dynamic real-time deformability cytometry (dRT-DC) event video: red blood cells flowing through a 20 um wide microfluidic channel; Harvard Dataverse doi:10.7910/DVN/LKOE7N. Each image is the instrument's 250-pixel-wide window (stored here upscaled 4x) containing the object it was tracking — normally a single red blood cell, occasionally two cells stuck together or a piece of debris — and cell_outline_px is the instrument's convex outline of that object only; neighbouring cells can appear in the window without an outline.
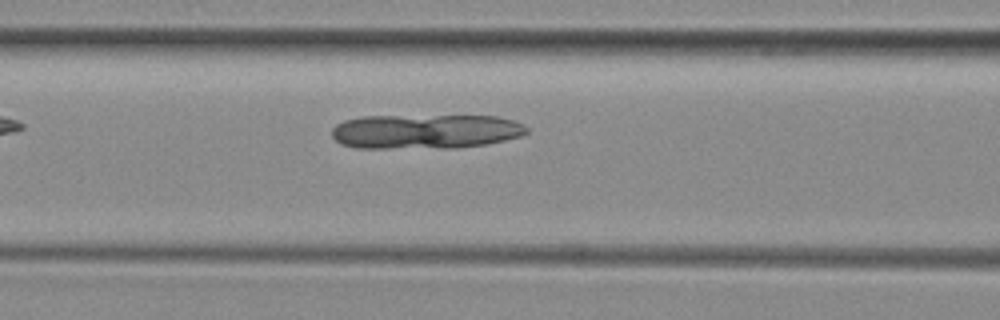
{"species": "common noctule bat (a hibernating species)", "species_latin": "Nyctalus noctula", "temperature_condition": "room temperature", "stored_images_in_passage": 7, "segment_of_instrument_passage": [2, 3], "camera_frame_rate_fps": 3000, "um_per_image_px": 0.085, "animal": {"sex": "female", "body_mass_g": 29.2, "forearm_length_mm": 56.3}, "frame": {"image": 1, "passage_image": 6, "time_ms": 7.0, "image_size_px": [1000, 320], "cell_outline_px": [[528, 132], [520, 136], [488, 144], [456, 148], [356, 148], [340, 144], [332, 136], [332, 128], [336, 124], [344, 120], [364, 116], [500, 116], [524, 124], [528, 128]], "centroid_in_image_um": [36.16, 11.18], "position_along_channel_um": 130.4, "area_um2": 39.59}}